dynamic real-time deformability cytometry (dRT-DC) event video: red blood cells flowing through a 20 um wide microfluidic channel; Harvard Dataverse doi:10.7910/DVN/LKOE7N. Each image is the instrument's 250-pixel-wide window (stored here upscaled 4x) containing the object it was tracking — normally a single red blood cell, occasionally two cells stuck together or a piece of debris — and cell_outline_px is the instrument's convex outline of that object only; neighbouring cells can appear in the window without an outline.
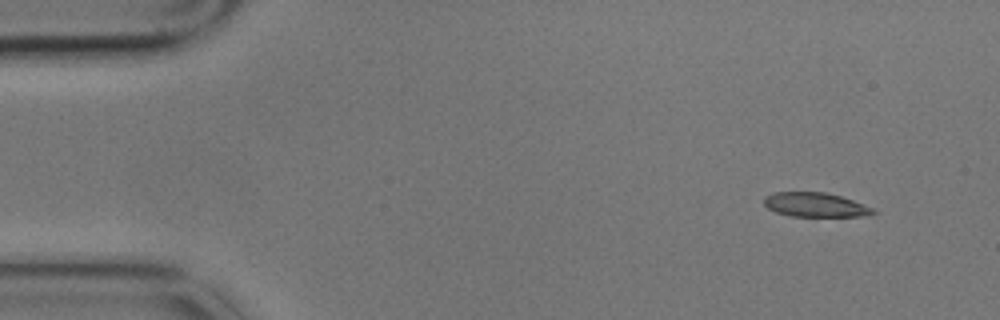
{"species": "common noctule bat (a hibernating species)", "species_latin": "Nyctalus noctula", "temperature_condition": "cold", "stored_images_in_passage": 5, "camera_frame_rate_fps": 3000, "um_per_image_px": 0.085, "animal": {"sex": "male", "body_mass_g": 17.9}, "frame": {"image": 1, "passage_image": 2, "time_ms": 0.333, "image_size_px": [1000, 320], "cell_outline_px": [[876, 212], [872, 216], [792, 216], [776, 212], [768, 208], [764, 204], [764, 196], [772, 192], [828, 192], [852, 200], [872, 208]], "centroid_in_image_um": [69.29, 17.4], "position_along_channel_um": 15.7, "area_um2": 15.43}}
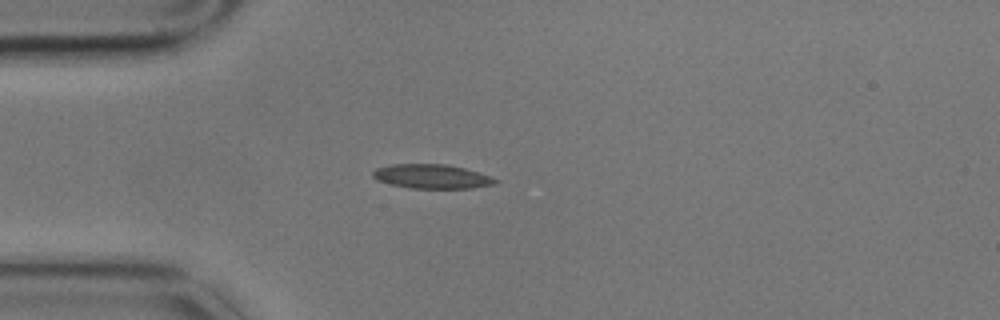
{"frame": {"image": 2, "passage_image": 5, "time_ms": 1.333, "image_size_px": [1000, 320], "cell_outline_px": [[500, 180], [496, 184], [472, 188], [412, 188], [392, 184], [376, 180], [372, 176], [372, 172], [376, 168], [392, 164], [444, 164], [464, 168]], "centroid_in_image_um": [36.69, 15.0], "position_along_channel_um": 48.3, "area_um2": 17.11}}